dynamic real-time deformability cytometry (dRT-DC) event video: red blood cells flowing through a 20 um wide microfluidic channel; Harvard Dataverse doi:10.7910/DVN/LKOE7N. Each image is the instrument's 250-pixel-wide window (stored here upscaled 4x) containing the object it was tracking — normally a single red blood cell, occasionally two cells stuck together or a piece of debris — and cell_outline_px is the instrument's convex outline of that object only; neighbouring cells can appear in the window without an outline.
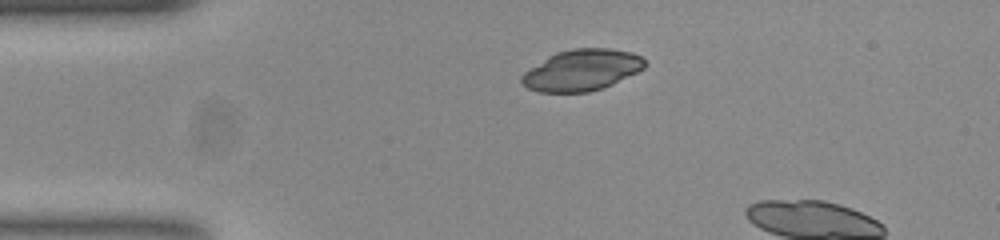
{"species": "common noctule bat (a hibernating species)", "species_latin": "Nyctalus noctula", "temperature_condition": "room temperature", "stored_images_in_passage": 4, "camera_frame_rate_fps": 3000, "um_per_image_px": 0.085, "animal": {"sex": "female", "body_mass_g": 23.0, "forearm_length_mm": 53.4}, "frame": {"image": 1, "passage_image": 1, "time_ms": 0.0, "image_size_px": [1000, 240], "cell_outline_px": [[648, 64], [644, 68], [604, 88], [588, 92], [540, 92], [528, 88], [520, 80], [520, 76], [524, 72], [548, 56], [556, 52], [572, 48], [608, 48], [632, 52], [640, 56]], "centroid_in_image_um": [49.45, 5.95], "position_along_channel_um": 35.6, "area_um2": 29.54}}